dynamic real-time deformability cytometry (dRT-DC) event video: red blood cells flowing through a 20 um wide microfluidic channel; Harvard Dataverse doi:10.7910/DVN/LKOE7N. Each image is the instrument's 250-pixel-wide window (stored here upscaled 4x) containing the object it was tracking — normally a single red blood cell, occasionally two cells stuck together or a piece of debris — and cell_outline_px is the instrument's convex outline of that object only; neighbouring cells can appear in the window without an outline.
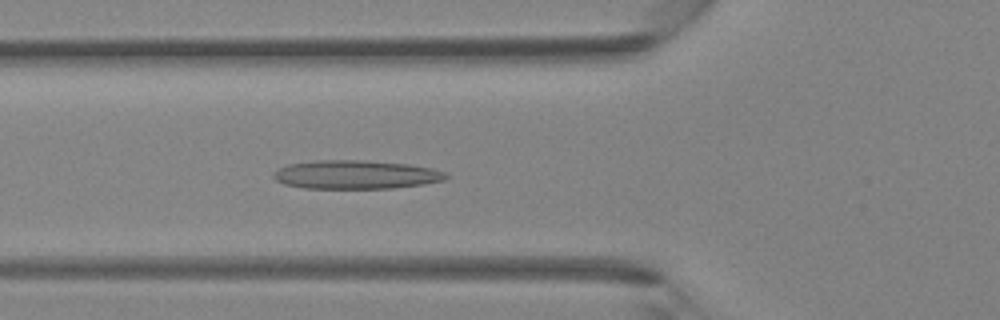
{"species": "Egyptian fruit bat (a non-hibernating species)", "species_latin": "Rousettus aegyptiacus", "temperature_condition": "room temperature", "stored_images_in_passage": 41, "camera_frame_rate_fps": 3000, "um_per_image_px": 0.085, "animal": {"sex": "female"}, "frame": {"image": 1, "passage_image": 14, "time_ms": 4.333, "image_size_px": [1000, 320], "cell_outline_px": [[448, 176], [444, 180], [424, 184], [392, 188], [304, 188], [284, 184], [276, 180], [272, 176], [272, 172], [276, 168], [288, 164], [316, 160], [356, 160], [408, 164], [432, 168], [444, 172]], "centroid_in_image_um": [30.19, 14.84], "position_along_channel_um": 95.6, "area_um2": 28.78}}
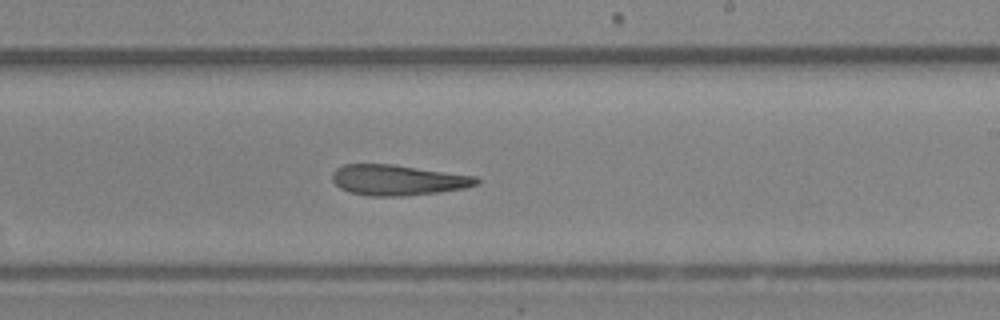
{"frame": {"image": 2, "passage_image": 24, "time_ms": 7.667, "image_size_px": [1000, 320], "cell_outline_px": [[480, 184], [464, 188], [440, 192], [400, 196], [368, 196], [348, 192], [340, 188], [332, 180], [332, 172], [336, 168], [344, 164], [392, 164], [476, 176], [480, 180]], "centroid_in_image_um": [33.8, 15.3], "position_along_channel_um": 255.2, "area_um2": 25.78}}
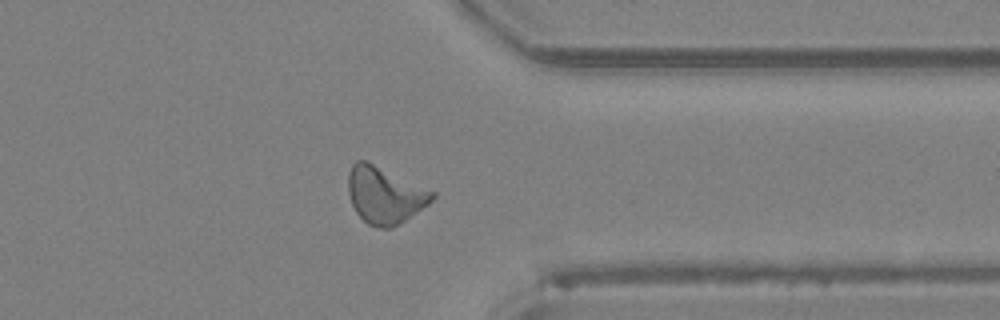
{"frame": {"image": 3, "passage_image": 32, "time_ms": 10.333, "image_size_px": [1000, 320], "cell_outline_px": [[436, 196], [428, 204], [392, 228], [380, 228], [368, 224], [356, 212], [352, 204], [348, 192], [348, 172], [352, 164], [356, 160], [364, 160], [436, 192]], "centroid_in_image_um": [32.68, 16.58], "position_along_channel_um": 378.7, "area_um2": 27.4}}